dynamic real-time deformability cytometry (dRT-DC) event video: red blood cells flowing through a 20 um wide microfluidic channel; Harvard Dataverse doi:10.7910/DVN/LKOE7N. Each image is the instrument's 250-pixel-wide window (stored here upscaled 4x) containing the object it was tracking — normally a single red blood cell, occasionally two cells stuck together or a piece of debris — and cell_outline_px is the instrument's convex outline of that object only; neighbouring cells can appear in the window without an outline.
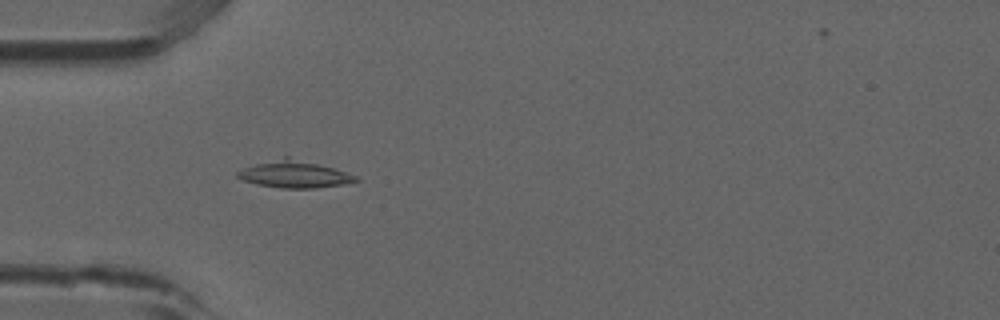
{"species": "common noctule bat (a hibernating species)", "species_latin": "Nyctalus noctula", "temperature_condition": "room temperature", "stored_images_in_passage": 51, "camera_frame_rate_fps": 3000, "um_per_image_px": 0.085, "animal": {"sex": "male", "forearm_length_mm": 52.5}, "frame": {"image": 1, "passage_image": 15, "time_ms": 4.667, "image_size_px": [1000, 320], "cell_outline_px": [[360, 180], [340, 184], [316, 188], [280, 188], [256, 184], [244, 180], [236, 176], [236, 172], [244, 168], [256, 164], [284, 156], [288, 156], [332, 168], [356, 176]], "centroid_in_image_um": [24.97, 14.81], "position_along_channel_um": 60.0, "area_um2": 18.21}}
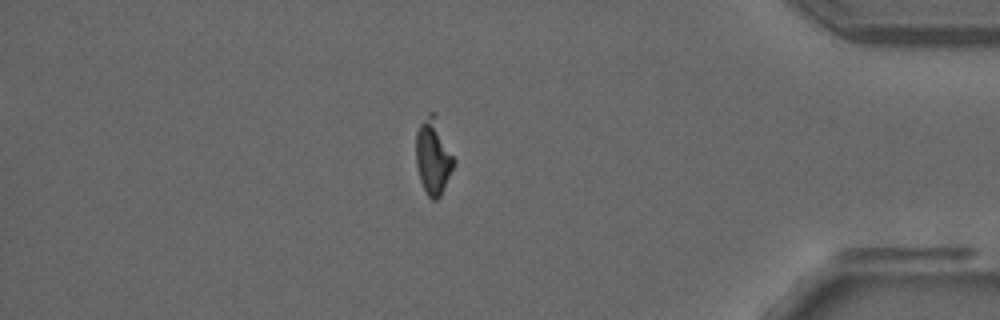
{"frame": {"image": 2, "passage_image": 44, "time_ms": 14.333, "image_size_px": [1000, 320], "cell_outline_px": [[456, 160], [440, 196], [436, 200], [432, 200], [428, 196], [420, 180], [416, 164], [416, 132], [420, 124], [428, 112], [432, 112]], "centroid_in_image_um": [36.8, 13.34], "position_along_channel_um": 398.4, "area_um2": 16.3}}
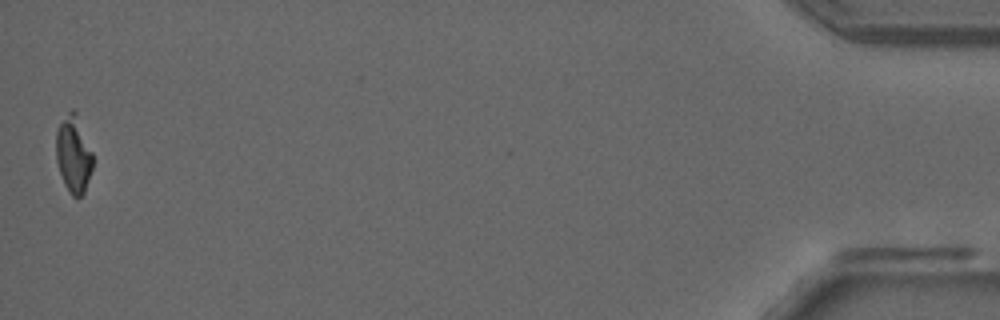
{"frame": {"image": 3, "passage_image": 51, "time_ms": 16.667, "image_size_px": [1000, 320], "cell_outline_px": [[92, 168], [84, 192], [80, 196], [72, 196], [64, 184], [56, 160], [56, 132], [60, 124], [68, 112], [72, 108], [76, 112], [92, 152]], "centroid_in_image_um": [6.24, 13.11], "position_along_channel_um": 429.0, "area_um2": 16.13}, "authors_computed_cell_mechanics": {"area_um2": 16.1262, "velocity_mm_per_s": 3.905, "shape_relaxation_time_tau1_ms": null, "shape_relaxation_time_tau2_ms": 9.3713, "deformation_change_tau1": null, "deformation_change_tau2": 0.1482}}